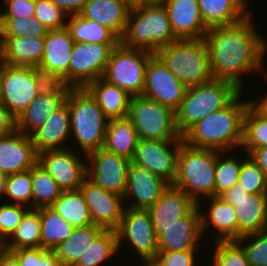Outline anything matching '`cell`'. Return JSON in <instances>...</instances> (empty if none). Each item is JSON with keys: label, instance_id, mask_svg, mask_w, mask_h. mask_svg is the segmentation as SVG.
<instances>
[{"label": "cell", "instance_id": "cell-1", "mask_svg": "<svg viewBox=\"0 0 267 266\" xmlns=\"http://www.w3.org/2000/svg\"><path fill=\"white\" fill-rule=\"evenodd\" d=\"M251 14L238 23L208 29L204 36L214 79L228 80L243 90L241 73L262 74L267 41L254 28ZM262 71V73H261Z\"/></svg>", "mask_w": 267, "mask_h": 266}, {"label": "cell", "instance_id": "cell-2", "mask_svg": "<svg viewBox=\"0 0 267 266\" xmlns=\"http://www.w3.org/2000/svg\"><path fill=\"white\" fill-rule=\"evenodd\" d=\"M242 91L224 108L204 117L183 135V142L194 148L210 149L227 153L241 147L243 141L244 116L249 107L240 101Z\"/></svg>", "mask_w": 267, "mask_h": 266}, {"label": "cell", "instance_id": "cell-3", "mask_svg": "<svg viewBox=\"0 0 267 266\" xmlns=\"http://www.w3.org/2000/svg\"><path fill=\"white\" fill-rule=\"evenodd\" d=\"M163 4L157 3L131 10L120 43L128 48L156 53L160 48L177 41Z\"/></svg>", "mask_w": 267, "mask_h": 266}, {"label": "cell", "instance_id": "cell-4", "mask_svg": "<svg viewBox=\"0 0 267 266\" xmlns=\"http://www.w3.org/2000/svg\"><path fill=\"white\" fill-rule=\"evenodd\" d=\"M219 151L181 145L171 185L182 189L200 205L202 197L215 196V169ZM201 194V195H200Z\"/></svg>", "mask_w": 267, "mask_h": 266}, {"label": "cell", "instance_id": "cell-5", "mask_svg": "<svg viewBox=\"0 0 267 266\" xmlns=\"http://www.w3.org/2000/svg\"><path fill=\"white\" fill-rule=\"evenodd\" d=\"M241 91L234 83L219 79L187 87L180 107L175 111L180 135L204 117L227 106Z\"/></svg>", "mask_w": 267, "mask_h": 266}, {"label": "cell", "instance_id": "cell-6", "mask_svg": "<svg viewBox=\"0 0 267 266\" xmlns=\"http://www.w3.org/2000/svg\"><path fill=\"white\" fill-rule=\"evenodd\" d=\"M70 114L71 136L84 156L103 147L109 119L85 88H73L65 100Z\"/></svg>", "mask_w": 267, "mask_h": 266}, {"label": "cell", "instance_id": "cell-7", "mask_svg": "<svg viewBox=\"0 0 267 266\" xmlns=\"http://www.w3.org/2000/svg\"><path fill=\"white\" fill-rule=\"evenodd\" d=\"M186 87L212 81L209 52L204 38L178 39L155 53Z\"/></svg>", "mask_w": 267, "mask_h": 266}, {"label": "cell", "instance_id": "cell-8", "mask_svg": "<svg viewBox=\"0 0 267 266\" xmlns=\"http://www.w3.org/2000/svg\"><path fill=\"white\" fill-rule=\"evenodd\" d=\"M127 118L139 139L183 140L176 126L175 111L144 95L131 96Z\"/></svg>", "mask_w": 267, "mask_h": 266}, {"label": "cell", "instance_id": "cell-9", "mask_svg": "<svg viewBox=\"0 0 267 266\" xmlns=\"http://www.w3.org/2000/svg\"><path fill=\"white\" fill-rule=\"evenodd\" d=\"M154 53L128 48L119 43L110 54L102 79L125 90L130 96L142 95L145 70Z\"/></svg>", "mask_w": 267, "mask_h": 266}, {"label": "cell", "instance_id": "cell-10", "mask_svg": "<svg viewBox=\"0 0 267 266\" xmlns=\"http://www.w3.org/2000/svg\"><path fill=\"white\" fill-rule=\"evenodd\" d=\"M118 251L128 241V246L137 251L138 256L144 261L151 263L158 253V236L155 233L148 210L125 207L123 216L117 227ZM125 239V240H124Z\"/></svg>", "mask_w": 267, "mask_h": 266}, {"label": "cell", "instance_id": "cell-11", "mask_svg": "<svg viewBox=\"0 0 267 266\" xmlns=\"http://www.w3.org/2000/svg\"><path fill=\"white\" fill-rule=\"evenodd\" d=\"M183 143V140L138 139L131 162L172 184L176 175L177 157Z\"/></svg>", "mask_w": 267, "mask_h": 266}, {"label": "cell", "instance_id": "cell-12", "mask_svg": "<svg viewBox=\"0 0 267 266\" xmlns=\"http://www.w3.org/2000/svg\"><path fill=\"white\" fill-rule=\"evenodd\" d=\"M117 45L75 42L69 63V83L74 88H84L91 81L101 78Z\"/></svg>", "mask_w": 267, "mask_h": 266}, {"label": "cell", "instance_id": "cell-13", "mask_svg": "<svg viewBox=\"0 0 267 266\" xmlns=\"http://www.w3.org/2000/svg\"><path fill=\"white\" fill-rule=\"evenodd\" d=\"M39 94L33 67L5 65L0 85V103L15 117Z\"/></svg>", "mask_w": 267, "mask_h": 266}, {"label": "cell", "instance_id": "cell-14", "mask_svg": "<svg viewBox=\"0 0 267 266\" xmlns=\"http://www.w3.org/2000/svg\"><path fill=\"white\" fill-rule=\"evenodd\" d=\"M219 197L234 206L237 216V239L267 228V194H247L236 184Z\"/></svg>", "mask_w": 267, "mask_h": 266}, {"label": "cell", "instance_id": "cell-15", "mask_svg": "<svg viewBox=\"0 0 267 266\" xmlns=\"http://www.w3.org/2000/svg\"><path fill=\"white\" fill-rule=\"evenodd\" d=\"M81 159L72 148L49 150L38 154L39 165L63 191L79 190L87 178V159Z\"/></svg>", "mask_w": 267, "mask_h": 266}, {"label": "cell", "instance_id": "cell-16", "mask_svg": "<svg viewBox=\"0 0 267 266\" xmlns=\"http://www.w3.org/2000/svg\"><path fill=\"white\" fill-rule=\"evenodd\" d=\"M86 159L87 178L102 189L123 196L131 161L104 148L90 153Z\"/></svg>", "mask_w": 267, "mask_h": 266}, {"label": "cell", "instance_id": "cell-17", "mask_svg": "<svg viewBox=\"0 0 267 266\" xmlns=\"http://www.w3.org/2000/svg\"><path fill=\"white\" fill-rule=\"evenodd\" d=\"M186 90L187 87L154 54L145 70V86L142 95L176 111L180 107Z\"/></svg>", "mask_w": 267, "mask_h": 266}, {"label": "cell", "instance_id": "cell-18", "mask_svg": "<svg viewBox=\"0 0 267 266\" xmlns=\"http://www.w3.org/2000/svg\"><path fill=\"white\" fill-rule=\"evenodd\" d=\"M87 203L94 225L116 230L125 210L124 197L97 186L86 178L79 188Z\"/></svg>", "mask_w": 267, "mask_h": 266}, {"label": "cell", "instance_id": "cell-19", "mask_svg": "<svg viewBox=\"0 0 267 266\" xmlns=\"http://www.w3.org/2000/svg\"><path fill=\"white\" fill-rule=\"evenodd\" d=\"M154 230L158 252L197 251L202 237L198 205L170 226L154 227Z\"/></svg>", "mask_w": 267, "mask_h": 266}, {"label": "cell", "instance_id": "cell-20", "mask_svg": "<svg viewBox=\"0 0 267 266\" xmlns=\"http://www.w3.org/2000/svg\"><path fill=\"white\" fill-rule=\"evenodd\" d=\"M170 184L160 176L153 174L144 167L130 163L127 176L126 189L123 194L125 205L133 209H150L161 197ZM133 197V198H132Z\"/></svg>", "mask_w": 267, "mask_h": 266}, {"label": "cell", "instance_id": "cell-21", "mask_svg": "<svg viewBox=\"0 0 267 266\" xmlns=\"http://www.w3.org/2000/svg\"><path fill=\"white\" fill-rule=\"evenodd\" d=\"M38 163V153L31 136L18 130L0 136V173L12 175L29 170Z\"/></svg>", "mask_w": 267, "mask_h": 266}, {"label": "cell", "instance_id": "cell-22", "mask_svg": "<svg viewBox=\"0 0 267 266\" xmlns=\"http://www.w3.org/2000/svg\"><path fill=\"white\" fill-rule=\"evenodd\" d=\"M177 39H202L208 32L198 0H161Z\"/></svg>", "mask_w": 267, "mask_h": 266}, {"label": "cell", "instance_id": "cell-23", "mask_svg": "<svg viewBox=\"0 0 267 266\" xmlns=\"http://www.w3.org/2000/svg\"><path fill=\"white\" fill-rule=\"evenodd\" d=\"M70 114L68 103L65 101L55 110L49 119L32 135V141L37 153L49 150L70 148L64 143L71 137ZM62 144V145H61Z\"/></svg>", "mask_w": 267, "mask_h": 266}, {"label": "cell", "instance_id": "cell-24", "mask_svg": "<svg viewBox=\"0 0 267 266\" xmlns=\"http://www.w3.org/2000/svg\"><path fill=\"white\" fill-rule=\"evenodd\" d=\"M196 205L187 193L170 184L148 212L153 227L170 226L186 216Z\"/></svg>", "mask_w": 267, "mask_h": 266}, {"label": "cell", "instance_id": "cell-25", "mask_svg": "<svg viewBox=\"0 0 267 266\" xmlns=\"http://www.w3.org/2000/svg\"><path fill=\"white\" fill-rule=\"evenodd\" d=\"M45 37H0V50L6 65L38 66L42 61Z\"/></svg>", "mask_w": 267, "mask_h": 266}, {"label": "cell", "instance_id": "cell-26", "mask_svg": "<svg viewBox=\"0 0 267 266\" xmlns=\"http://www.w3.org/2000/svg\"><path fill=\"white\" fill-rule=\"evenodd\" d=\"M74 44L66 28L47 31L39 66L64 75L69 82V63Z\"/></svg>", "mask_w": 267, "mask_h": 266}, {"label": "cell", "instance_id": "cell-27", "mask_svg": "<svg viewBox=\"0 0 267 266\" xmlns=\"http://www.w3.org/2000/svg\"><path fill=\"white\" fill-rule=\"evenodd\" d=\"M206 199H210L209 202L211 201L207 213H204L200 205H198L202 235L208 231L207 228L212 226L214 227L212 230L216 228L215 230L218 233L216 241L237 240V216L234 206L219 196H212Z\"/></svg>", "mask_w": 267, "mask_h": 266}, {"label": "cell", "instance_id": "cell-28", "mask_svg": "<svg viewBox=\"0 0 267 266\" xmlns=\"http://www.w3.org/2000/svg\"><path fill=\"white\" fill-rule=\"evenodd\" d=\"M129 12L124 0H88L79 14L108 27L121 38Z\"/></svg>", "mask_w": 267, "mask_h": 266}, {"label": "cell", "instance_id": "cell-29", "mask_svg": "<svg viewBox=\"0 0 267 266\" xmlns=\"http://www.w3.org/2000/svg\"><path fill=\"white\" fill-rule=\"evenodd\" d=\"M84 88L96 100L109 120L128 117L131 96L125 90L102 78L91 81Z\"/></svg>", "mask_w": 267, "mask_h": 266}, {"label": "cell", "instance_id": "cell-30", "mask_svg": "<svg viewBox=\"0 0 267 266\" xmlns=\"http://www.w3.org/2000/svg\"><path fill=\"white\" fill-rule=\"evenodd\" d=\"M249 0H198L199 11L207 28L231 25L246 18Z\"/></svg>", "mask_w": 267, "mask_h": 266}, {"label": "cell", "instance_id": "cell-31", "mask_svg": "<svg viewBox=\"0 0 267 266\" xmlns=\"http://www.w3.org/2000/svg\"><path fill=\"white\" fill-rule=\"evenodd\" d=\"M68 96H45L38 94L28 108L16 117L19 132L31 136L49 119Z\"/></svg>", "mask_w": 267, "mask_h": 266}, {"label": "cell", "instance_id": "cell-32", "mask_svg": "<svg viewBox=\"0 0 267 266\" xmlns=\"http://www.w3.org/2000/svg\"><path fill=\"white\" fill-rule=\"evenodd\" d=\"M138 139L137 131L128 118L112 119L108 122L102 148L131 161Z\"/></svg>", "mask_w": 267, "mask_h": 266}, {"label": "cell", "instance_id": "cell-33", "mask_svg": "<svg viewBox=\"0 0 267 266\" xmlns=\"http://www.w3.org/2000/svg\"><path fill=\"white\" fill-rule=\"evenodd\" d=\"M103 230L94 224L75 228L71 236L53 250L62 266H74Z\"/></svg>", "mask_w": 267, "mask_h": 266}, {"label": "cell", "instance_id": "cell-34", "mask_svg": "<svg viewBox=\"0 0 267 266\" xmlns=\"http://www.w3.org/2000/svg\"><path fill=\"white\" fill-rule=\"evenodd\" d=\"M65 28L74 42L119 44L120 38L108 27L82 17L80 14L68 16Z\"/></svg>", "mask_w": 267, "mask_h": 266}, {"label": "cell", "instance_id": "cell-35", "mask_svg": "<svg viewBox=\"0 0 267 266\" xmlns=\"http://www.w3.org/2000/svg\"><path fill=\"white\" fill-rule=\"evenodd\" d=\"M41 247V221L39 209L29 208L13 235L2 245L6 251Z\"/></svg>", "mask_w": 267, "mask_h": 266}, {"label": "cell", "instance_id": "cell-36", "mask_svg": "<svg viewBox=\"0 0 267 266\" xmlns=\"http://www.w3.org/2000/svg\"><path fill=\"white\" fill-rule=\"evenodd\" d=\"M51 207L74 228L93 224L87 203L80 190L63 191Z\"/></svg>", "mask_w": 267, "mask_h": 266}, {"label": "cell", "instance_id": "cell-37", "mask_svg": "<svg viewBox=\"0 0 267 266\" xmlns=\"http://www.w3.org/2000/svg\"><path fill=\"white\" fill-rule=\"evenodd\" d=\"M41 221V248L54 250L61 242L68 239L74 231L51 206L39 208Z\"/></svg>", "mask_w": 267, "mask_h": 266}, {"label": "cell", "instance_id": "cell-38", "mask_svg": "<svg viewBox=\"0 0 267 266\" xmlns=\"http://www.w3.org/2000/svg\"><path fill=\"white\" fill-rule=\"evenodd\" d=\"M32 208L50 207L63 190L57 182L37 163L31 168Z\"/></svg>", "mask_w": 267, "mask_h": 266}, {"label": "cell", "instance_id": "cell-39", "mask_svg": "<svg viewBox=\"0 0 267 266\" xmlns=\"http://www.w3.org/2000/svg\"><path fill=\"white\" fill-rule=\"evenodd\" d=\"M115 230H103L74 266H100L118 253Z\"/></svg>", "mask_w": 267, "mask_h": 266}, {"label": "cell", "instance_id": "cell-40", "mask_svg": "<svg viewBox=\"0 0 267 266\" xmlns=\"http://www.w3.org/2000/svg\"><path fill=\"white\" fill-rule=\"evenodd\" d=\"M267 146V120L259 117L250 107L245 112L241 147L249 155L255 148Z\"/></svg>", "mask_w": 267, "mask_h": 266}, {"label": "cell", "instance_id": "cell-41", "mask_svg": "<svg viewBox=\"0 0 267 266\" xmlns=\"http://www.w3.org/2000/svg\"><path fill=\"white\" fill-rule=\"evenodd\" d=\"M223 154V152H219L216 158L215 196H220L222 193L238 184L243 161V159L239 160L235 156L224 158Z\"/></svg>", "mask_w": 267, "mask_h": 266}, {"label": "cell", "instance_id": "cell-42", "mask_svg": "<svg viewBox=\"0 0 267 266\" xmlns=\"http://www.w3.org/2000/svg\"><path fill=\"white\" fill-rule=\"evenodd\" d=\"M47 31L35 17H0V37H45Z\"/></svg>", "mask_w": 267, "mask_h": 266}, {"label": "cell", "instance_id": "cell-43", "mask_svg": "<svg viewBox=\"0 0 267 266\" xmlns=\"http://www.w3.org/2000/svg\"><path fill=\"white\" fill-rule=\"evenodd\" d=\"M34 78L38 86V92L45 96H69L74 88L65 78L58 72H52L42 68L39 65L33 67Z\"/></svg>", "mask_w": 267, "mask_h": 266}, {"label": "cell", "instance_id": "cell-44", "mask_svg": "<svg viewBox=\"0 0 267 266\" xmlns=\"http://www.w3.org/2000/svg\"><path fill=\"white\" fill-rule=\"evenodd\" d=\"M6 198L9 204H18L32 208V179L31 168L29 170L8 175L6 182ZM14 202V203H13Z\"/></svg>", "mask_w": 267, "mask_h": 266}, {"label": "cell", "instance_id": "cell-45", "mask_svg": "<svg viewBox=\"0 0 267 266\" xmlns=\"http://www.w3.org/2000/svg\"><path fill=\"white\" fill-rule=\"evenodd\" d=\"M238 185L247 194H267V180L264 173L249 155L242 161Z\"/></svg>", "mask_w": 267, "mask_h": 266}, {"label": "cell", "instance_id": "cell-46", "mask_svg": "<svg viewBox=\"0 0 267 266\" xmlns=\"http://www.w3.org/2000/svg\"><path fill=\"white\" fill-rule=\"evenodd\" d=\"M213 266H251L243 247L236 241H215Z\"/></svg>", "mask_w": 267, "mask_h": 266}, {"label": "cell", "instance_id": "cell-47", "mask_svg": "<svg viewBox=\"0 0 267 266\" xmlns=\"http://www.w3.org/2000/svg\"><path fill=\"white\" fill-rule=\"evenodd\" d=\"M236 241L243 247L251 266H267V228L243 235Z\"/></svg>", "mask_w": 267, "mask_h": 266}, {"label": "cell", "instance_id": "cell-48", "mask_svg": "<svg viewBox=\"0 0 267 266\" xmlns=\"http://www.w3.org/2000/svg\"><path fill=\"white\" fill-rule=\"evenodd\" d=\"M34 17L49 31L65 28L68 15L49 0H35Z\"/></svg>", "mask_w": 267, "mask_h": 266}, {"label": "cell", "instance_id": "cell-49", "mask_svg": "<svg viewBox=\"0 0 267 266\" xmlns=\"http://www.w3.org/2000/svg\"><path fill=\"white\" fill-rule=\"evenodd\" d=\"M20 266H62L53 250L44 248H20L10 251Z\"/></svg>", "mask_w": 267, "mask_h": 266}, {"label": "cell", "instance_id": "cell-50", "mask_svg": "<svg viewBox=\"0 0 267 266\" xmlns=\"http://www.w3.org/2000/svg\"><path fill=\"white\" fill-rule=\"evenodd\" d=\"M27 206L18 204H0V244L1 246L13 235Z\"/></svg>", "mask_w": 267, "mask_h": 266}, {"label": "cell", "instance_id": "cell-51", "mask_svg": "<svg viewBox=\"0 0 267 266\" xmlns=\"http://www.w3.org/2000/svg\"><path fill=\"white\" fill-rule=\"evenodd\" d=\"M196 251L158 252L153 266H196Z\"/></svg>", "mask_w": 267, "mask_h": 266}, {"label": "cell", "instance_id": "cell-52", "mask_svg": "<svg viewBox=\"0 0 267 266\" xmlns=\"http://www.w3.org/2000/svg\"><path fill=\"white\" fill-rule=\"evenodd\" d=\"M4 8L0 11V17L32 18L35 15V0H5Z\"/></svg>", "mask_w": 267, "mask_h": 266}, {"label": "cell", "instance_id": "cell-53", "mask_svg": "<svg viewBox=\"0 0 267 266\" xmlns=\"http://www.w3.org/2000/svg\"><path fill=\"white\" fill-rule=\"evenodd\" d=\"M16 130V117L0 103V136L11 134Z\"/></svg>", "mask_w": 267, "mask_h": 266}, {"label": "cell", "instance_id": "cell-54", "mask_svg": "<svg viewBox=\"0 0 267 266\" xmlns=\"http://www.w3.org/2000/svg\"><path fill=\"white\" fill-rule=\"evenodd\" d=\"M68 16L79 14L88 0H49Z\"/></svg>", "mask_w": 267, "mask_h": 266}, {"label": "cell", "instance_id": "cell-55", "mask_svg": "<svg viewBox=\"0 0 267 266\" xmlns=\"http://www.w3.org/2000/svg\"><path fill=\"white\" fill-rule=\"evenodd\" d=\"M249 156L258 164L267 180V146L255 148Z\"/></svg>", "mask_w": 267, "mask_h": 266}, {"label": "cell", "instance_id": "cell-56", "mask_svg": "<svg viewBox=\"0 0 267 266\" xmlns=\"http://www.w3.org/2000/svg\"><path fill=\"white\" fill-rule=\"evenodd\" d=\"M249 107L261 118L267 120V94L259 100L254 99L248 101Z\"/></svg>", "mask_w": 267, "mask_h": 266}, {"label": "cell", "instance_id": "cell-57", "mask_svg": "<svg viewBox=\"0 0 267 266\" xmlns=\"http://www.w3.org/2000/svg\"><path fill=\"white\" fill-rule=\"evenodd\" d=\"M0 266H20L17 258L10 252L0 248Z\"/></svg>", "mask_w": 267, "mask_h": 266}, {"label": "cell", "instance_id": "cell-58", "mask_svg": "<svg viewBox=\"0 0 267 266\" xmlns=\"http://www.w3.org/2000/svg\"><path fill=\"white\" fill-rule=\"evenodd\" d=\"M161 0H124L127 8L131 10H135L138 8H144L147 6H151L157 3H160Z\"/></svg>", "mask_w": 267, "mask_h": 266}, {"label": "cell", "instance_id": "cell-59", "mask_svg": "<svg viewBox=\"0 0 267 266\" xmlns=\"http://www.w3.org/2000/svg\"><path fill=\"white\" fill-rule=\"evenodd\" d=\"M7 178L8 175L0 173V196L5 195Z\"/></svg>", "mask_w": 267, "mask_h": 266}, {"label": "cell", "instance_id": "cell-60", "mask_svg": "<svg viewBox=\"0 0 267 266\" xmlns=\"http://www.w3.org/2000/svg\"><path fill=\"white\" fill-rule=\"evenodd\" d=\"M5 62L2 58V53H1V50H0V85H1V78H2V74H3V70H4V67H5Z\"/></svg>", "mask_w": 267, "mask_h": 266}, {"label": "cell", "instance_id": "cell-61", "mask_svg": "<svg viewBox=\"0 0 267 266\" xmlns=\"http://www.w3.org/2000/svg\"><path fill=\"white\" fill-rule=\"evenodd\" d=\"M140 266H153L151 263H143L142 265L140 264Z\"/></svg>", "mask_w": 267, "mask_h": 266}]
</instances>
